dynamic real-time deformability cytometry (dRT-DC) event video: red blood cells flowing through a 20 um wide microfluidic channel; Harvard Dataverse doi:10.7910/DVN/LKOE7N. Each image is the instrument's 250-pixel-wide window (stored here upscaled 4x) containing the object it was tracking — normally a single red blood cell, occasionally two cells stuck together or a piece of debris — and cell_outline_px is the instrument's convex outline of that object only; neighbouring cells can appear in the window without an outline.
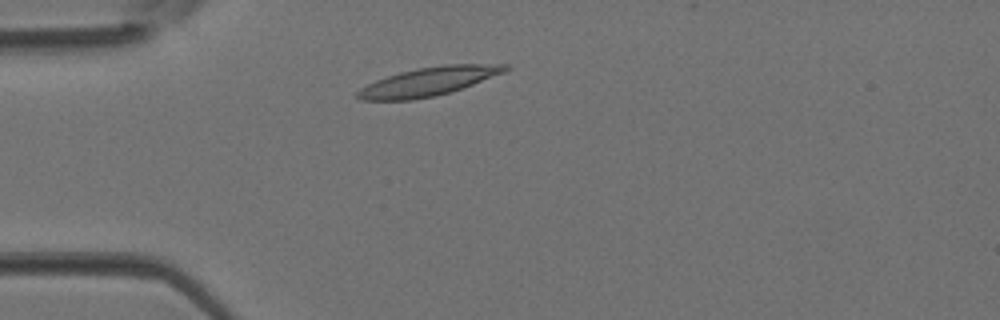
{"species": "Egyptian fruit bat (a non-hibernating species)", "species_latin": "Rousettus aegyptiacus", "temperature_condition": "room temperature", "stored_images_in_passage": 2, "camera_frame_rate_fps": 3000, "um_per_image_px": 0.085, "animal": {"sex": "female"}, "frame": {"image": 1, "passage_image": 2, "time_ms": 0.333, "image_size_px": [1000, 320], "cell_outline_px": [[512, 68], [504, 72], [472, 84], [448, 92], [432, 96], [412, 100], [360, 100], [352, 96], [360, 88], [376, 80], [400, 72], [416, 68], [444, 64], [508, 64]], "centroid_in_image_um": [36.38, 6.92], "position_along_channel_um": 48.6, "area_um2": 24.45}}